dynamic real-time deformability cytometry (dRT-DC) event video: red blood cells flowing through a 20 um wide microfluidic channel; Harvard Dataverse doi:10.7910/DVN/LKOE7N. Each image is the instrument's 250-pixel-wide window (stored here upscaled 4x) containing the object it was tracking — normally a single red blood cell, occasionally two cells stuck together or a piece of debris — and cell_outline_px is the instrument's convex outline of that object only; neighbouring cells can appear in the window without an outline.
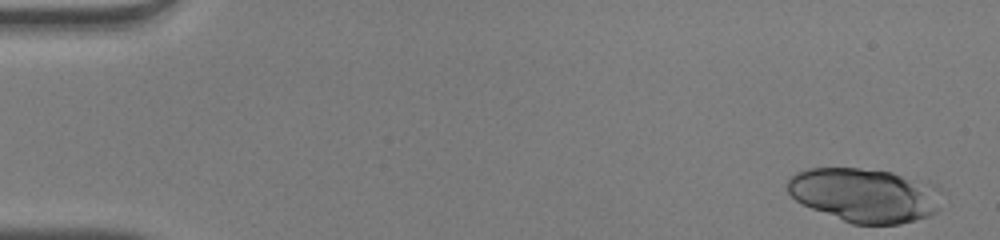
{"species": "human", "species_latin": "Homo sapiens", "temperature_condition": "warm", "stored_images_in_passage": 49, "camera_frame_rate_fps": 3000, "um_per_image_px": 0.085, "donor": {"sex": "male"}, "frame": {"image": 1, "passage_image": 1, "time_ms": 0.0, "image_size_px": [1000, 240], "cell_outline_px": [[940, 208], [936, 212], [928, 216], [916, 220], [900, 224], [852, 224], [812, 208], [796, 200], [788, 192], [788, 180], [796, 172], [808, 168], [860, 168], [892, 172], [928, 180], [940, 184]], "centroid_in_image_um": [73.59, 16.57], "position_along_channel_um": 11.4, "area_um2": 49.13}}
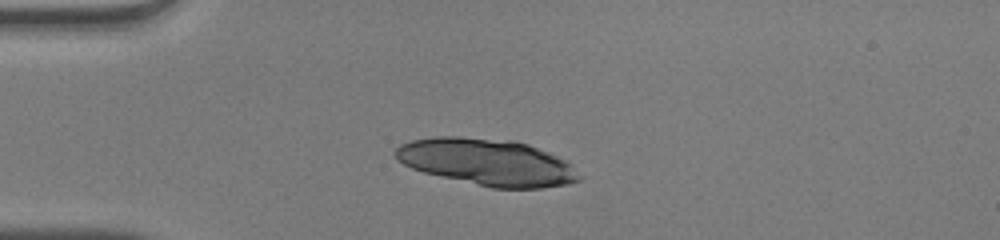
{"frame": {"image": 2, "passage_image": 12, "time_ms": 3.667, "image_size_px": [1000, 240], "cell_outline_px": [[584, 176], [580, 180], [568, 184], [540, 188], [492, 188], [424, 172], [412, 168], [404, 164], [392, 152], [400, 144], [412, 140], [432, 136], [460, 136], [512, 140], [528, 144], [568, 160]], "centroid_in_image_um": [41.46, 13.77], "position_along_channel_um": 43.5, "area_um2": 50.29}}